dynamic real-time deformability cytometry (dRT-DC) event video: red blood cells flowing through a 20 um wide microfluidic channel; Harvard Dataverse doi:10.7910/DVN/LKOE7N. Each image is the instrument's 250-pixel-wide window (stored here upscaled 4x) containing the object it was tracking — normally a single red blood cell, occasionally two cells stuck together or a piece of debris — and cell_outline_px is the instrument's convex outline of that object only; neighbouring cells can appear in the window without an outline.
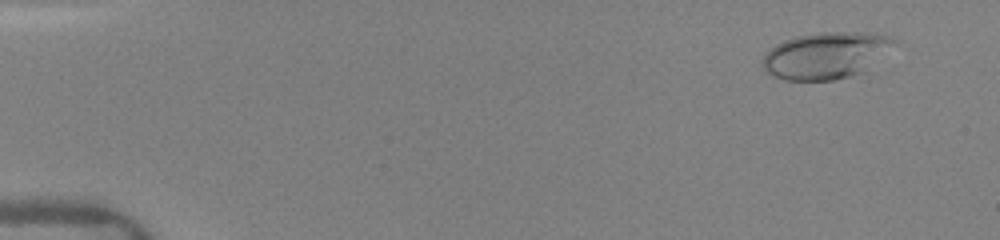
{"species": "human", "species_latin": "Homo sapiens", "temperature_condition": "warm", "stored_images_in_passage": 28, "camera_frame_rate_fps": 3000, "um_per_image_px": 0.085, "donor": {"sex": "female"}, "frame": {"image": 1, "passage_image": 3, "time_ms": 1.0, "image_size_px": [1000, 240], "cell_outline_px": [[896, 40], [864, 72], [852, 76], [832, 80], [784, 80], [768, 72], [760, 64], [760, 60], [776, 44], [784, 40], [796, 36], [820, 32], [876, 32], [892, 36]], "centroid_in_image_um": [70.17, 4.7], "position_along_channel_um": 14.8, "area_um2": 35.49}}
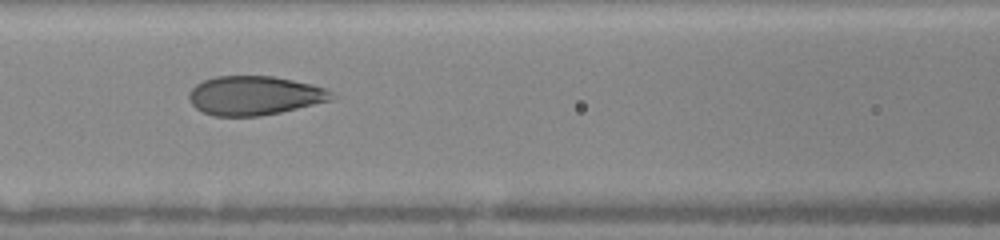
{"frame": {"image": 2, "passage_image": 18, "time_ms": 7.333, "image_size_px": [1000, 240], "cell_outline_px": [[336, 96], [332, 100], [280, 112], [260, 116], [212, 116], [196, 108], [192, 104], [188, 96], [192, 88], [196, 84], [204, 80], [216, 76], [272, 76], [312, 84], [324, 88], [332, 92]], "centroid_in_image_um": [21.63, 8.12], "position_along_channel_um": 145.0, "area_um2": 32.37}}
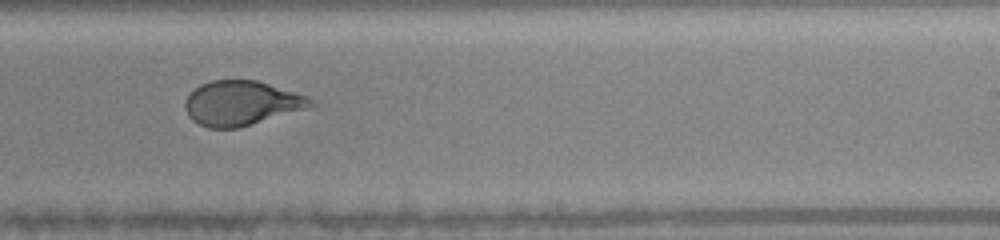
{"frame": {"image": 3, "passage_image": 24, "time_ms": 10.333, "image_size_px": [1000, 240], "cell_outline_px": [[320, 104], [236, 128], [208, 128], [192, 120], [188, 116], [184, 108], [184, 104], [188, 96], [200, 84], [212, 80], [256, 80], [304, 96]], "centroid_in_image_um": [20.46, 8.77], "position_along_channel_um": 268.5, "area_um2": 31.96}}